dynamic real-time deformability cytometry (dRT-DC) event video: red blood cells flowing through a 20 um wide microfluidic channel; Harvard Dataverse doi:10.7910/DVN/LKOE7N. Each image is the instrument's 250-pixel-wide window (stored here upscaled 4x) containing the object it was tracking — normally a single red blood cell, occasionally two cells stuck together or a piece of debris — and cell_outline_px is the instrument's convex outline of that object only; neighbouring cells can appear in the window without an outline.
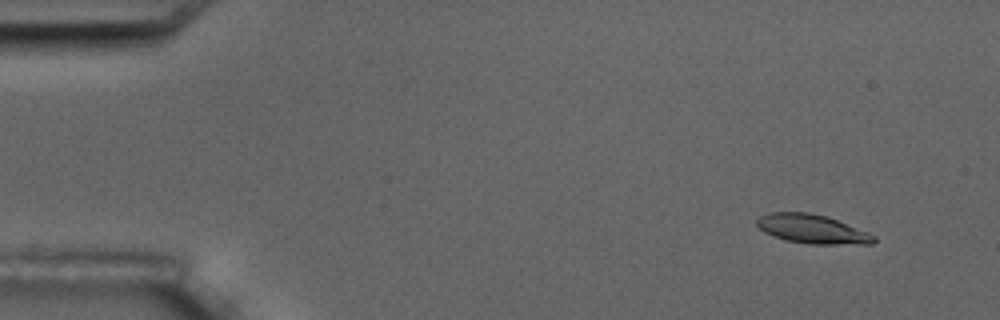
{"species": "common noctule bat (a hibernating species)", "species_latin": "Nyctalus noctula", "temperature_condition": "room temperature", "stored_images_in_passage": 5, "camera_frame_rate_fps": 3000, "um_per_image_px": 0.085, "animal": {"sex": "male", "body_mass_g": 17.5, "forearm_length_mm": 52.3}, "frame": {"image": 1, "passage_image": 1, "time_ms": 0.0, "image_size_px": [1000, 320], "cell_outline_px": [[876, 240], [872, 244], [808, 244], [788, 240], [764, 232], [756, 224], [756, 220], [760, 216], [768, 212], [808, 212], [824, 216], [836, 220], [868, 232], [876, 236]], "centroid_in_image_um": [69.04, 19.47], "position_along_channel_um": 16.0, "area_um2": 19.54}}
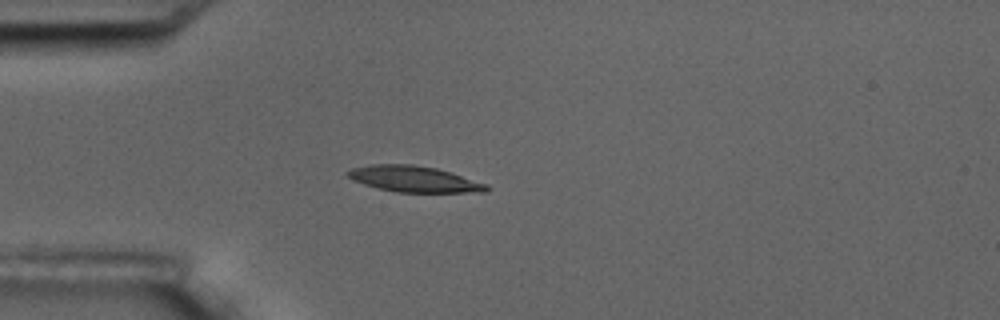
{"frame": {"image": 2, "passage_image": 4, "time_ms": 3.667, "image_size_px": [1000, 320], "cell_outline_px": [[492, 188], [488, 192], [396, 192], [364, 184], [352, 180], [344, 172], [352, 168], [372, 164], [412, 164], [436, 168], [452, 172], [488, 184]], "centroid_in_image_um": [35.24, 15.21], "position_along_channel_um": 49.8, "area_um2": 21.21}}